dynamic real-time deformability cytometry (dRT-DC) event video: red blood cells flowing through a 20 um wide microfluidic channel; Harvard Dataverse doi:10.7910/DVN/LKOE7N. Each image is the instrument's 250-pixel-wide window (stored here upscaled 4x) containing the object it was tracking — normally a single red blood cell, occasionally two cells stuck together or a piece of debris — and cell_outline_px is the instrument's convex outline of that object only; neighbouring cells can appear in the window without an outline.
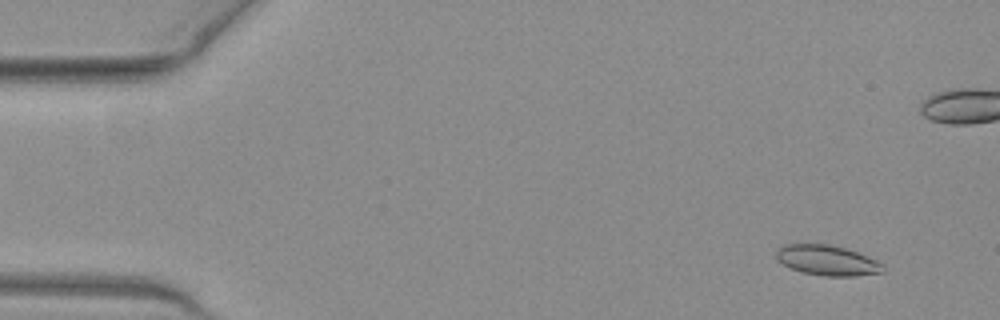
{"species": "common noctule bat (a hibernating species)", "species_latin": "Nyctalus noctula", "temperature_condition": "warm", "stored_images_in_passage": 51, "camera_frame_rate_fps": 3000, "um_per_image_px": 0.085, "animal": {"sex": "female", "body_mass_g": 19.3, "forearm_length_mm": 54.1}, "frame": {"image": 1, "passage_image": 3, "time_ms": 0.667, "image_size_px": [1000, 320], "cell_outline_px": [[884, 272], [856, 276], [824, 276], [804, 272], [792, 268], [776, 260], [776, 248], [784, 244], [828, 244], [844, 248], [856, 252], [876, 260], [884, 264]], "centroid_in_image_um": [70.31, 22.13], "position_along_channel_um": 14.7, "area_um2": 18.73}}
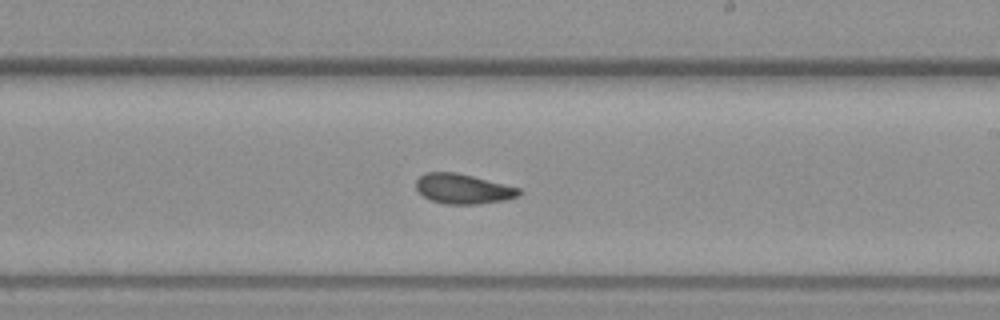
{"frame": {"image": 2, "passage_image": 29, "time_ms": 9.333, "image_size_px": [1000, 320], "cell_outline_px": [[520, 192], [516, 196], [504, 200], [476, 204], [444, 204], [432, 200], [424, 196], [416, 188], [416, 180], [424, 172], [456, 172], [520, 188]], "centroid_in_image_um": [39.32, 16.04], "position_along_channel_um": 249.7, "area_um2": 17.69}}
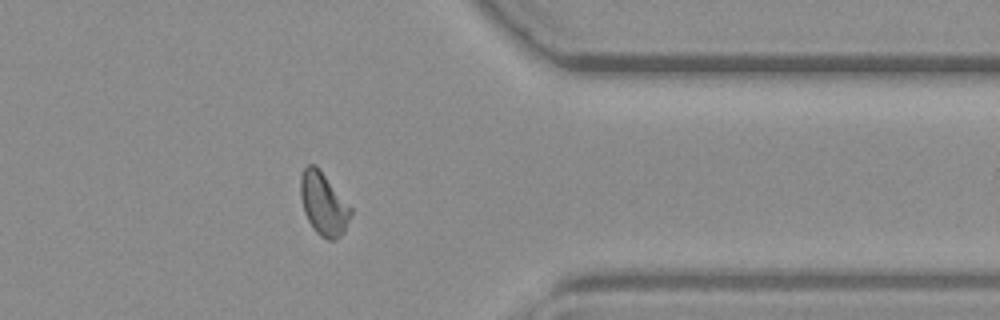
{"frame": {"image": 3, "passage_image": 40, "time_ms": 13.0, "image_size_px": [1000, 320], "cell_outline_px": [[352, 212], [344, 232], [336, 240], [328, 240], [320, 236], [312, 228], [304, 212], [300, 196], [300, 176], [304, 168], [308, 164], [316, 164], [352, 208]], "centroid_in_image_um": [27.49, 17.33], "position_along_channel_um": 383.9, "area_um2": 18.5}, "authors_computed_cell_mechanics": {"area_um2": 18.3804, "velocity_mm_per_s": 4.0299, "shape_relaxation_time_tau1_ms": 6.9607, "shape_relaxation_time_tau2_ms": 3.0391, "deformation_change_tau1": 0.1385, "deformation_change_tau2": 0.0834}}